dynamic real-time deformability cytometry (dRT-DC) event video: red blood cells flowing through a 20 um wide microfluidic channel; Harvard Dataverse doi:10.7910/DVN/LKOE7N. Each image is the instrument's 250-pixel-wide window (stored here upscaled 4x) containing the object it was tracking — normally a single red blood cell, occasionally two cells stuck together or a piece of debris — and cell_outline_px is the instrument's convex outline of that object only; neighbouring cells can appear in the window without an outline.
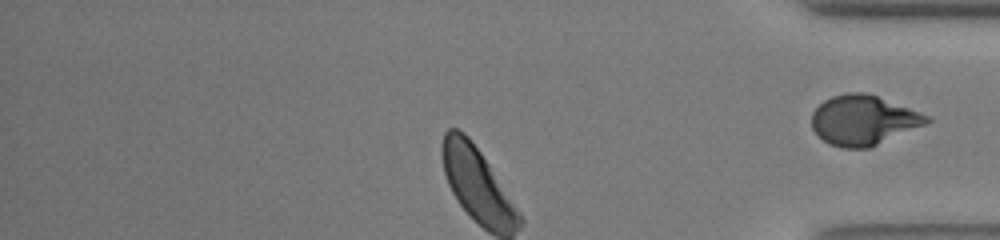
{"species": "human", "species_latin": "Homo sapiens", "temperature_condition": "warm", "stored_images_in_passage": 33, "segment_of_instrument_passage": [2, 2], "camera_frame_rate_fps": 3000, "um_per_image_px": 0.085, "donor": {"sex": "male"}, "frame": {"image": 1, "passage_image": 33, "time_ms": 10.667, "image_size_px": [1000, 240], "cell_outline_px": [[928, 120], [920, 124], [864, 148], [852, 148], [832, 144], [824, 140], [816, 132], [812, 124], [812, 116], [816, 108], [820, 104], [836, 96], [876, 96], [924, 116]], "centroid_in_image_um": [73.25, 10.25], "position_along_channel_um": 362.0, "area_um2": 30.0}}